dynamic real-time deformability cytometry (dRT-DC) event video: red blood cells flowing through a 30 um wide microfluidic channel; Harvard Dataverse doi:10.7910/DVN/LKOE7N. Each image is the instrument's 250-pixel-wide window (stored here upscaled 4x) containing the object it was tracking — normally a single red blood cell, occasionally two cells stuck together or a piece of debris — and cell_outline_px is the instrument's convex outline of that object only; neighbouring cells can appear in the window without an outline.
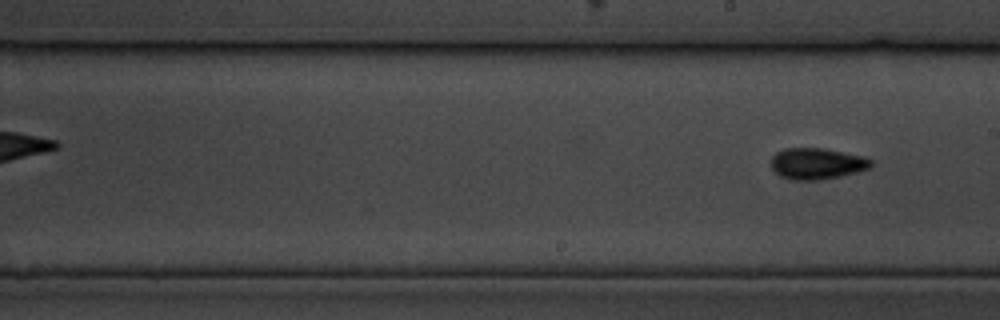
{"species": "common noctule bat (a hibernating species)", "species_latin": "Nyctalus noctula", "temperature_condition": "cold", "stored_images_in_passage": 9, "segment_of_instrument_passage": [2, 2], "camera_frame_rate_fps": 3000, "um_per_image_px": 0.085, "animal": {"sex": "male", "body_mass_g": 19.5, "forearm_length_mm": 54.6}, "frame": {"image": 1, "passage_image": 9, "time_ms": 11.667, "image_size_px": [1000, 320], "cell_outline_px": [[872, 168], [840, 176], [820, 180], [792, 180], [780, 176], [772, 168], [772, 156], [776, 152], [784, 148], [824, 148], [864, 156], [872, 160]], "centroid_in_image_um": [69.46, 13.9], "position_along_channel_um": 219.5, "area_um2": 18.32}}